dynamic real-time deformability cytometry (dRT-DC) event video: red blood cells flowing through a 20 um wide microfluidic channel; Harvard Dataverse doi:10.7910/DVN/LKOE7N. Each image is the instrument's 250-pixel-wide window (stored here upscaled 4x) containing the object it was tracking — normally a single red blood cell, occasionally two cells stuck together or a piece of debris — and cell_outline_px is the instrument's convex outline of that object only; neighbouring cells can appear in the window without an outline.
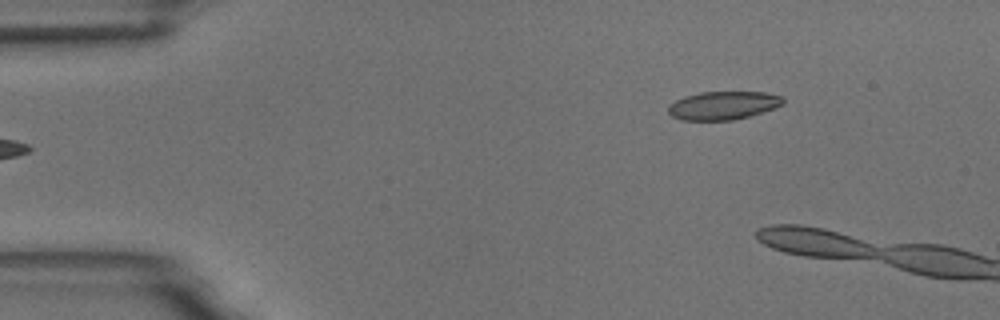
{"species": "common noctule bat (a hibernating species)", "species_latin": "Nyctalus noctula", "temperature_condition": "room temperature", "stored_images_in_passage": 2, "camera_frame_rate_fps": 3000, "um_per_image_px": 0.085, "animal": {"sex": "male", "body_mass_g": 18.8}, "frame": {"image": 1, "passage_image": 2, "time_ms": 1.333, "image_size_px": [1000, 320], "cell_outline_px": [[784, 104], [748, 116], [732, 120], [680, 120], [672, 116], [668, 112], [668, 104], [684, 96], [700, 92], [764, 92], [784, 96]], "centroid_in_image_um": [61.44, 8.95], "position_along_channel_um": 23.6, "area_um2": 18.9}}